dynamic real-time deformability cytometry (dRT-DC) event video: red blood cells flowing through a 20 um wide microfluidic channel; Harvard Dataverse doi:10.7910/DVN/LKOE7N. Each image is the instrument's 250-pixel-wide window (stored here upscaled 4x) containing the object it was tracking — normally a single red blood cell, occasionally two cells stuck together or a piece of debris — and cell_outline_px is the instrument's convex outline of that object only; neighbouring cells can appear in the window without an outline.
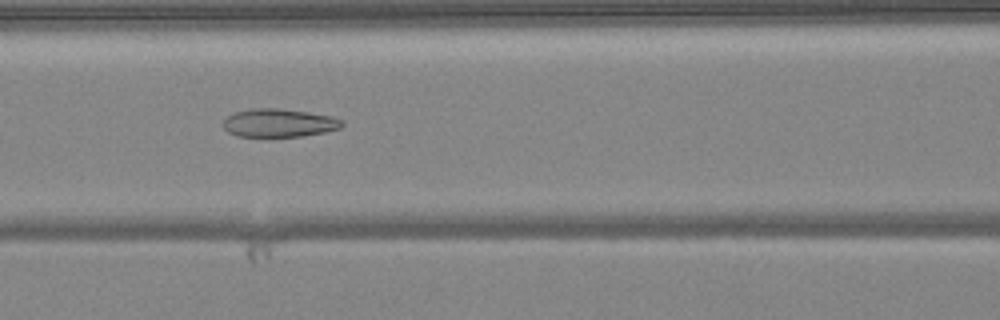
{"species": "common noctule bat (a hibernating species)", "species_latin": "Nyctalus noctula", "temperature_condition": "warm", "stored_images_in_passage": 38, "camera_frame_rate_fps": 3000, "um_per_image_px": 0.085, "animal": {"sex": "female", "body_mass_g": 24.6, "forearm_length_mm": 56.2}, "frame": {"image": 1, "passage_image": 10, "time_ms": 3.0, "image_size_px": [1000, 320], "cell_outline_px": [[344, 124], [340, 128], [324, 132], [304, 136], [236, 136], [228, 132], [224, 128], [224, 120], [228, 116], [236, 112], [252, 108], [280, 108], [308, 112], [332, 116], [344, 120]], "centroid_in_image_um": [23.74, 10.44], "position_along_channel_um": 142.9, "area_um2": 19.54}}
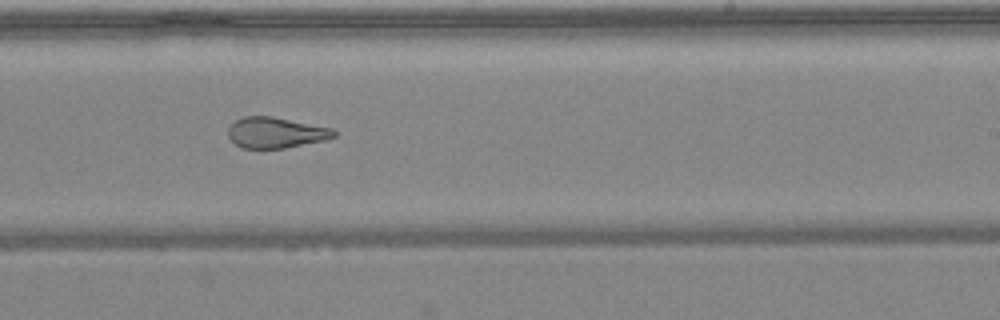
{"frame": {"image": 2, "passage_image": 19, "time_ms": 6.0, "image_size_px": [1000, 320], "cell_outline_px": [[336, 136], [324, 140], [284, 148], [244, 148], [236, 144], [228, 136], [228, 128], [236, 120], [244, 116], [272, 116], [332, 128], [336, 132]], "centroid_in_image_um": [23.44, 11.26], "position_along_channel_um": 265.6, "area_um2": 18.79}}
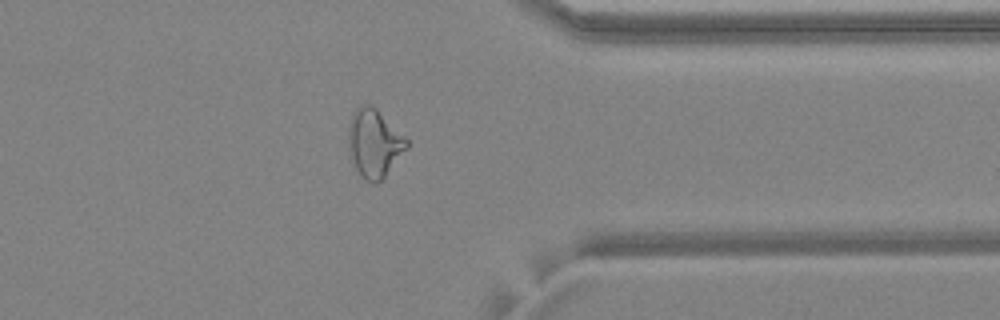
{"frame": {"image": 3, "passage_image": 28, "time_ms": 9.0, "image_size_px": [1000, 320], "cell_outline_px": [[408, 148], [384, 176], [376, 184], [372, 184], [360, 176], [356, 168], [352, 156], [348, 136], [348, 124], [356, 108], [360, 104], [372, 104], [408, 140]], "centroid_in_image_um": [31.81, 12.15], "position_along_channel_um": 379.6, "area_um2": 22.77}, "authors_computed_cell_mechanics": {"area_um2": 21.097, "velocity_mm_per_s": 4.1059, "shape_relaxation_time_tau1_ms": null, "shape_relaxation_time_tau2_ms": 2.0416, "deformation_change_tau1": null, "deformation_change_tau2": 0.1154}}